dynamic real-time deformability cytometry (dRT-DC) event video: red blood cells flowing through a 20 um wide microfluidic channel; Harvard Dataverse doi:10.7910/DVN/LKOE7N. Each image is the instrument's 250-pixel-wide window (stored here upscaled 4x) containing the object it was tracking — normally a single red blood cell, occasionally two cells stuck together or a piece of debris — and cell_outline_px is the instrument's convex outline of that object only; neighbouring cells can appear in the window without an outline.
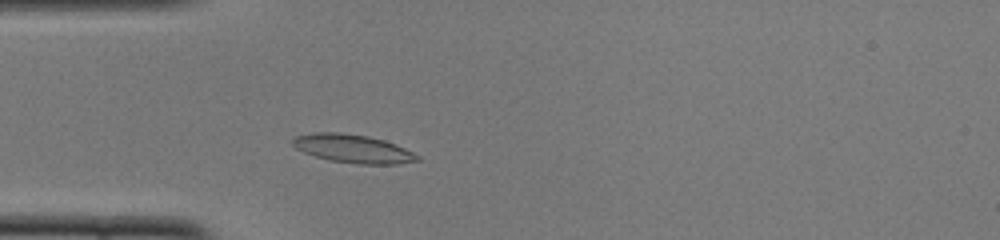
{"species": "common noctule bat (a hibernating species)", "species_latin": "Nyctalus noctula", "temperature_condition": "cold", "stored_images_in_passage": 43, "camera_frame_rate_fps": 3000, "um_per_image_px": 0.085, "animal": {"sex": "female", "body_mass_g": 22.0, "forearm_length_mm": 56.7}, "frame": {"image": 1, "passage_image": 7, "time_ms": 2.0, "image_size_px": [1000, 240], "cell_outline_px": [[420, 160], [396, 164], [356, 164], [328, 160], [304, 152], [296, 148], [292, 144], [292, 140], [296, 136], [312, 132], [340, 132], [368, 136], [384, 140], [396, 144], [420, 156]], "centroid_in_image_um": [30.0, 12.63], "position_along_channel_um": 55.0, "area_um2": 20.63}}
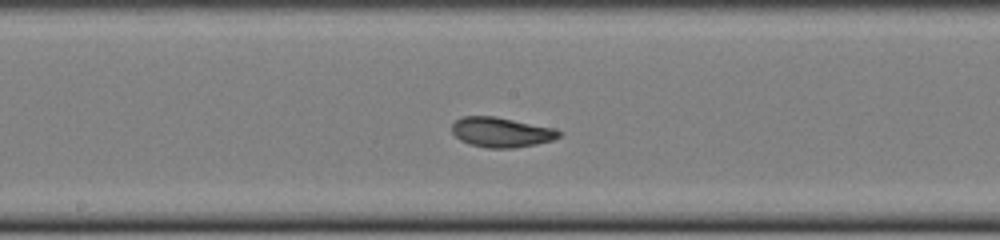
{"frame": {"image": 2, "passage_image": 19, "time_ms": 6.0, "image_size_px": [1000, 240], "cell_outline_px": [[560, 136], [552, 140], [536, 144], [512, 148], [488, 148], [472, 144], [460, 140], [452, 132], [452, 124], [460, 116], [492, 116], [556, 128], [560, 132]], "centroid_in_image_um": [42.6, 11.23], "position_along_channel_um": 205.6, "area_um2": 18.5}}
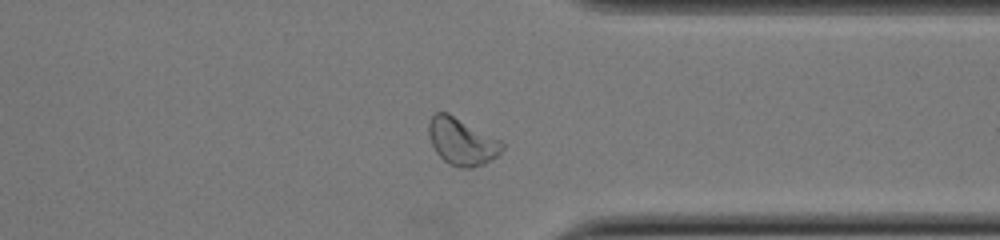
{"frame": {"image": 3, "passage_image": 32, "time_ms": 10.333, "image_size_px": [1000, 240], "cell_outline_px": [[504, 148], [496, 156], [484, 164], [472, 168], [460, 168], [448, 164], [436, 152], [428, 136], [428, 124], [432, 116], [436, 112], [448, 112], [504, 140]], "centroid_in_image_um": [39.28, 12.01], "position_along_channel_um": 372.1, "area_um2": 20.58}, "authors_computed_cell_mechanics": {"area_um2": 18.9584, "velocity_mm_per_s": 3.8942, "shape_relaxation_time_tau1_ms": 3.1778, "shape_relaxation_time_tau2_ms": 1.4724, "deformation_change_tau1": 0.1483, "deformation_change_tau2": 0.0587}}